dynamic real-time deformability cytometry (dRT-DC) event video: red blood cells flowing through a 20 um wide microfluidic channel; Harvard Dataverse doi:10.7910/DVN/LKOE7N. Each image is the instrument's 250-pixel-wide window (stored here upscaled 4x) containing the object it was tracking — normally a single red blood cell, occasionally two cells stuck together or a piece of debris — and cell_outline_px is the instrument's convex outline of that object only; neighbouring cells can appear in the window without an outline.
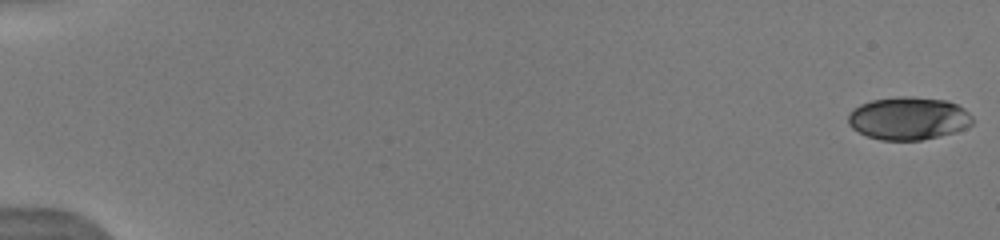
{"species": "human", "species_latin": "Homo sapiens", "temperature_condition": "warm", "stored_images_in_passage": 29, "camera_frame_rate_fps": 3000, "um_per_image_px": 0.085, "donor": {"sex": "male"}, "frame": {"image": 1, "passage_image": 1, "time_ms": 0.0, "image_size_px": [1000, 240], "cell_outline_px": [[972, 124], [964, 128], [940, 136], [920, 140], [880, 140], [868, 136], [852, 128], [848, 124], [848, 112], [852, 108], [860, 104], [872, 100], [900, 96], [912, 96], [948, 100], [964, 108], [972, 116]], "centroid_in_image_um": [77.19, 10.04], "position_along_channel_um": 7.8, "area_um2": 31.15}}
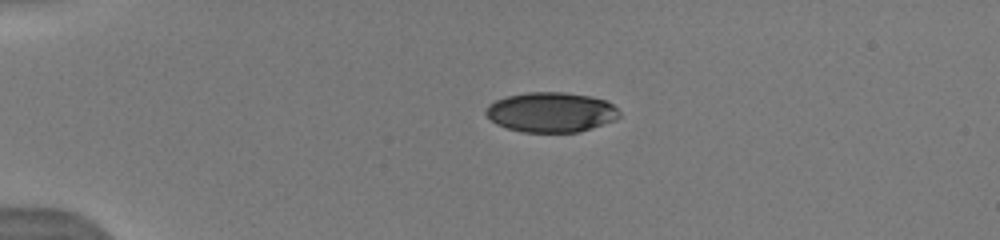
{"frame": {"image": 2, "passage_image": 14, "time_ms": 4.0, "image_size_px": [1000, 240], "cell_outline_px": [[620, 116], [612, 120], [592, 128], [580, 132], [524, 132], [508, 128], [496, 124], [484, 112], [488, 104], [496, 100], [508, 96], [528, 92], [564, 92], [588, 96], [604, 100], [612, 104], [620, 112]], "centroid_in_image_um": [46.82, 9.54], "position_along_channel_um": 38.2, "area_um2": 30.81}}